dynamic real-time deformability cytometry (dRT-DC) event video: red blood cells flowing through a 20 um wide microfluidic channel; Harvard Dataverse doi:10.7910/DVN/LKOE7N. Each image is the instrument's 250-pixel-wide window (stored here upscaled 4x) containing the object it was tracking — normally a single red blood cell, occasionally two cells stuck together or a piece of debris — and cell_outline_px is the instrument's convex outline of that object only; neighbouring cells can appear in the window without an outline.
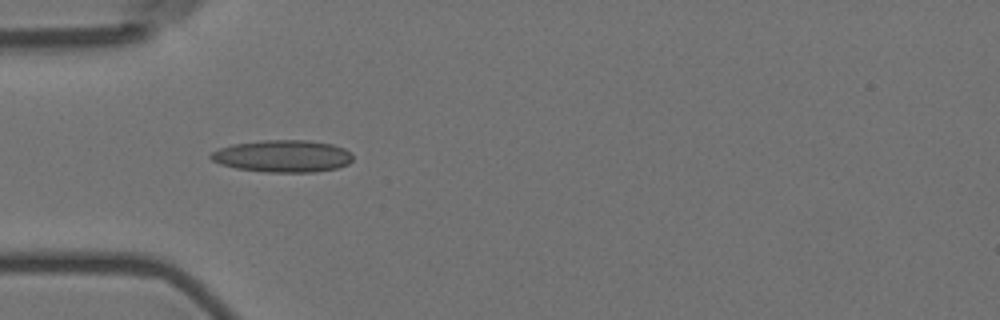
{"species": "Egyptian fruit bat (a non-hibernating species)", "species_latin": "Rousettus aegyptiacus", "temperature_condition": "room temperature", "stored_images_in_passage": 6, "camera_frame_rate_fps": 3000, "um_per_image_px": 0.085, "animal": {"sex": "female"}, "frame": {"image": 1, "passage_image": 1, "time_ms": 0.0, "image_size_px": [1000, 320], "cell_outline_px": [[352, 160], [348, 164], [336, 168], [316, 172], [268, 172], [236, 168], [220, 164], [212, 160], [208, 156], [212, 152], [220, 148], [232, 144], [264, 140], [308, 140], [332, 144], [344, 148], [352, 152]], "centroid_in_image_um": [24.04, 13.27], "position_along_channel_um": 61.0, "area_um2": 26.65}}
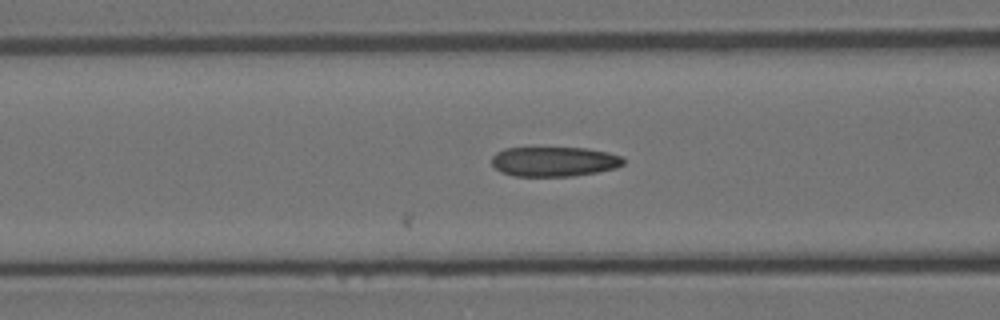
{"frame": {"image": 2, "passage_image": 6, "time_ms": 1.667, "image_size_px": [1000, 320], "cell_outline_px": [[624, 164], [616, 168], [596, 172], [572, 176], [516, 176], [500, 172], [492, 164], [492, 156], [496, 152], [504, 148], [588, 148], [608, 152], [624, 156]], "centroid_in_image_um": [47.12, 13.73], "position_along_channel_um": 119.5, "area_um2": 22.95}}